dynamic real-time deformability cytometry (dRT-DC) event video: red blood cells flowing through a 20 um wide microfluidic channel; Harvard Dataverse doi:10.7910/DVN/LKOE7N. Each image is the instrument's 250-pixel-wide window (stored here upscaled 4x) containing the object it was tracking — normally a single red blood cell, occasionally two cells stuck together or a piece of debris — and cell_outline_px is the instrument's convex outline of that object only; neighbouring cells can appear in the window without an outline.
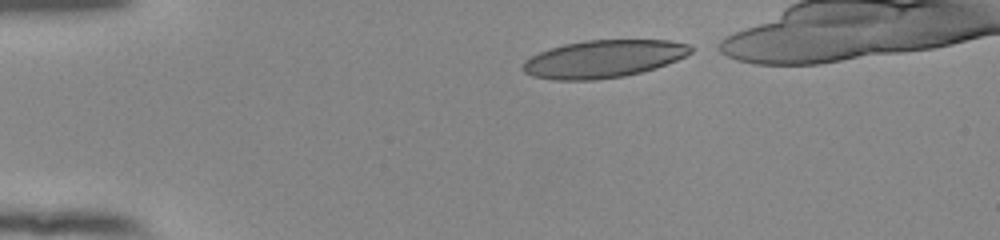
{"species": "human", "species_latin": "Homo sapiens", "temperature_condition": "room temperature", "stored_images_in_passage": 40, "camera_frame_rate_fps": 3000, "um_per_image_px": 0.085, "donor": {"sex": "female"}, "frame": {"image": 1, "passage_image": 1, "time_ms": 0.0, "image_size_px": [1000, 240], "cell_outline_px": [[692, 52], [676, 60], [656, 68], [624, 76], [596, 80], [552, 80], [532, 76], [524, 72], [520, 68], [520, 64], [524, 60], [540, 52], [564, 44], [584, 40], [668, 40], [688, 44], [692, 48]], "centroid_in_image_um": [51.24, 5.01], "position_along_channel_um": 33.8, "area_um2": 36.82}}
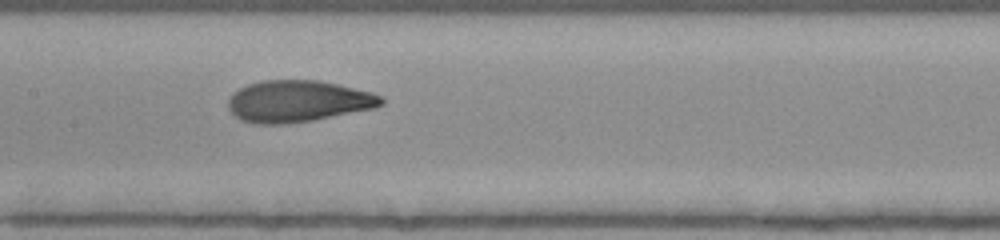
{"frame": {"image": 2, "passage_image": 17, "time_ms": 5.333, "image_size_px": [1000, 240], "cell_outline_px": [[384, 104], [376, 108], [312, 120], [288, 124], [252, 124], [240, 120], [228, 108], [228, 100], [232, 92], [248, 84], [264, 80], [320, 80], [372, 92], [380, 96], [384, 100]], "centroid_in_image_um": [25.32, 8.61], "position_along_channel_um": 182.1, "area_um2": 37.34}}
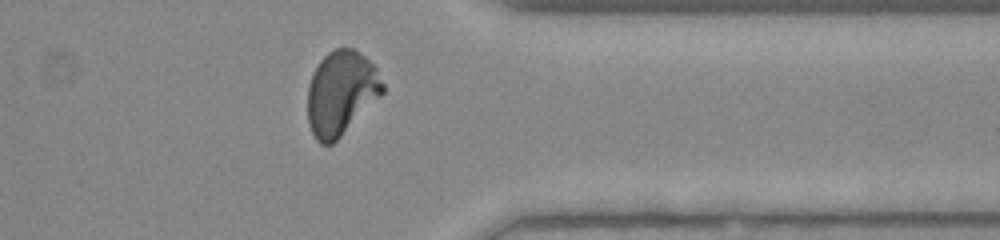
{"frame": {"image": 3, "passage_image": 33, "time_ms": 10.667, "image_size_px": [1000, 240], "cell_outline_px": [[384, 92], [332, 144], [320, 144], [316, 140], [308, 124], [308, 84], [312, 72], [320, 60], [328, 52], [336, 48], [356, 48], [376, 68], [384, 84]], "centroid_in_image_um": [28.97, 7.88], "position_along_channel_um": 382.4, "area_um2": 36.65}, "authors_computed_cell_mechanics": {"area_um2": 36.9342, "velocity_mm_per_s": 3.8695, "shape_relaxation_time_tau1_ms": 8.911, "shape_relaxation_time_tau2_ms": 0.9938, "deformation_change_tau1": 0.2889, "deformation_change_tau2": 0.0725}}